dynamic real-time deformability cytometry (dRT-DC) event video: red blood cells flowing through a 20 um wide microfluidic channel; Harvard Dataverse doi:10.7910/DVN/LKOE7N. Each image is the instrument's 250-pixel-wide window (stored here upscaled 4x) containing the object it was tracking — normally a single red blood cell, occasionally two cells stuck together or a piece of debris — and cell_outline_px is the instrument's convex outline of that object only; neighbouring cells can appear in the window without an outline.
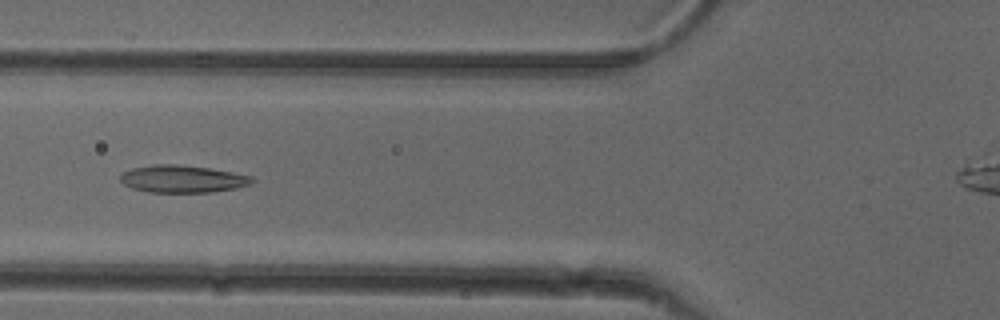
{"species": "common noctule bat (a hibernating species)", "species_latin": "Nyctalus noctula", "temperature_condition": "cold", "stored_images_in_passage": 47, "camera_frame_rate_fps": 3000, "um_per_image_px": 0.085, "animal": {"sex": "female"}, "frame": {"image": 1, "passage_image": 20, "time_ms": 6.333, "image_size_px": [1000, 320], "cell_outline_px": [[256, 180], [252, 184], [236, 188], [212, 192], [148, 192], [132, 188], [124, 184], [120, 180], [120, 176], [124, 172], [132, 168], [152, 164], [176, 164], [208, 168], [232, 172], [252, 176]], "centroid_in_image_um": [15.53, 15.21], "position_along_channel_um": 110.3, "area_um2": 21.04}}
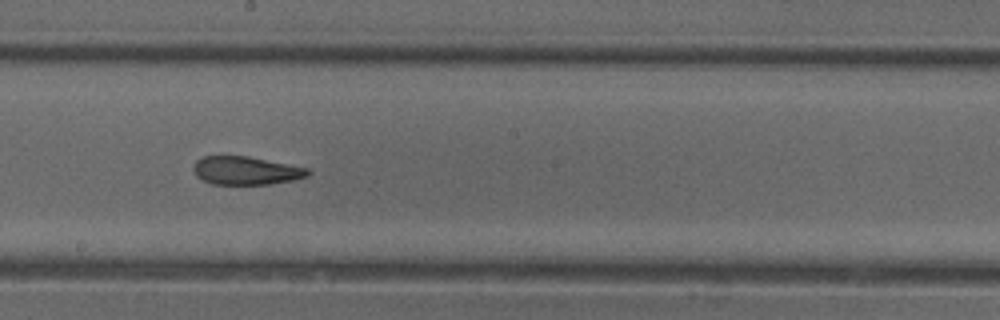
{"frame": {"image": 2, "passage_image": 29, "time_ms": 9.333, "image_size_px": [1000, 320], "cell_outline_px": [[312, 172], [308, 176], [292, 180], [268, 184], [212, 184], [196, 176], [192, 168], [192, 164], [196, 160], [204, 156], [248, 156], [308, 168]], "centroid_in_image_um": [20.88, 14.49], "position_along_channel_um": 227.3, "area_um2": 18.84}}
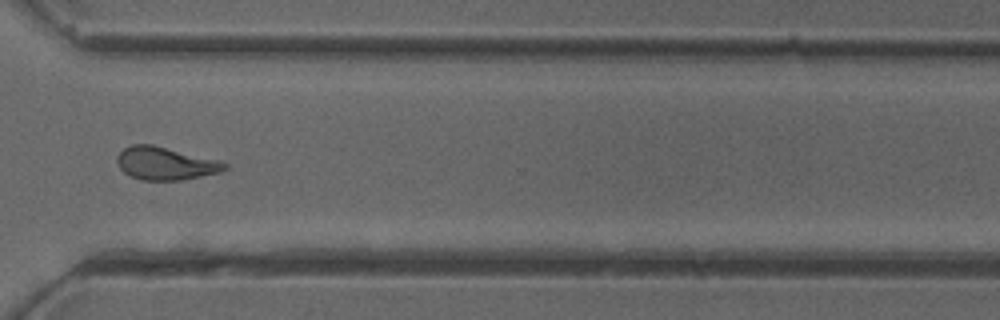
{"frame": {"image": 3, "passage_image": 39, "time_ms": 12.667, "image_size_px": [1000, 320], "cell_outline_px": [[228, 168], [220, 172], [184, 180], [140, 180], [124, 172], [120, 168], [116, 160], [116, 156], [124, 148], [132, 144], [152, 144], [220, 160], [228, 164]], "centroid_in_image_um": [14.08, 13.89], "position_along_channel_um": 356.5, "area_um2": 20.75}}